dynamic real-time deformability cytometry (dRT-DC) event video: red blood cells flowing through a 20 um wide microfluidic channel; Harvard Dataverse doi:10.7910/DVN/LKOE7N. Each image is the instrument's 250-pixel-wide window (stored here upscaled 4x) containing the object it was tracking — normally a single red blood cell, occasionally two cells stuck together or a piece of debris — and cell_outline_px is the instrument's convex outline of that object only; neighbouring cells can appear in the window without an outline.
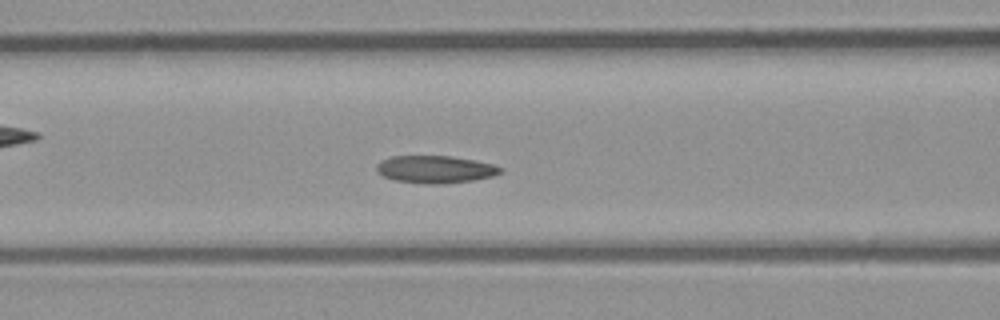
{"species": "common noctule bat (a hibernating species)", "species_latin": "Nyctalus noctula", "temperature_condition": "room temperature", "stored_images_in_passage": 52, "camera_frame_rate_fps": 3000, "um_per_image_px": 0.085, "animal": {"sex": "male", "body_mass_g": 23.1, "forearm_length_mm": 52.7}, "frame": {"image": 1, "passage_image": 21, "time_ms": 6.667, "image_size_px": [1000, 320], "cell_outline_px": [[504, 168], [500, 172], [492, 176], [472, 180], [444, 184], [424, 184], [396, 180], [384, 176], [376, 168], [376, 164], [380, 160], [392, 156], [448, 156], [472, 160], [492, 164]], "centroid_in_image_um": [36.98, 14.39], "position_along_channel_um": 129.6, "area_um2": 19.59}}
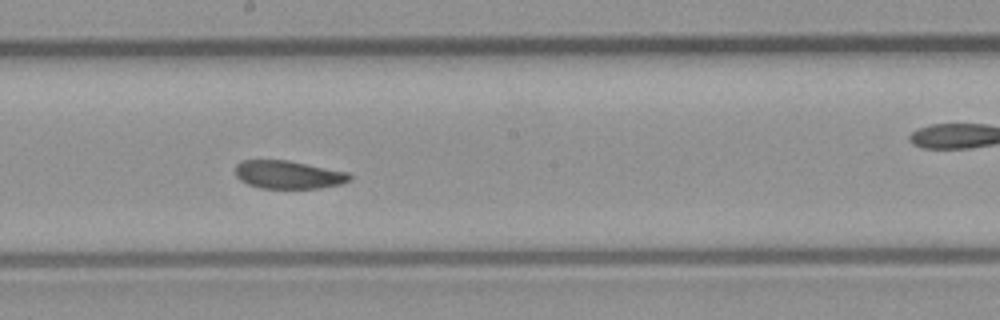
{"frame": {"image": 2, "passage_image": 28, "time_ms": 9.0, "image_size_px": [1000, 320], "cell_outline_px": [[352, 180], [340, 184], [320, 188], [260, 188], [248, 184], [240, 180], [236, 176], [236, 164], [240, 160], [288, 160], [348, 172], [352, 176]], "centroid_in_image_um": [24.51, 14.84], "position_along_channel_um": 223.7, "area_um2": 18.79}}
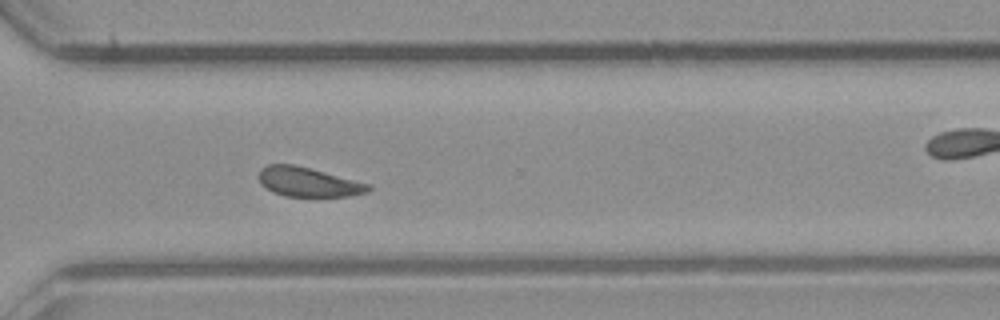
{"frame": {"image": 3, "passage_image": 37, "time_ms": 12.0, "image_size_px": [1000, 320], "cell_outline_px": [[372, 188], [368, 192], [348, 196], [284, 196], [272, 192], [260, 184], [260, 168], [268, 164], [296, 164], [372, 184]], "centroid_in_image_um": [26.22, 15.46], "position_along_channel_um": 344.4, "area_um2": 18.96}, "authors_computed_cell_mechanics": {"area_um2": 19.7676, "velocity_mm_per_s": 4.0364, "shape_relaxation_time_tau1_ms": 5.995, "shape_relaxation_time_tau2_ms": 3.3787, "deformation_change_tau1": 0.1024, "deformation_change_tau2": 0.0823}}